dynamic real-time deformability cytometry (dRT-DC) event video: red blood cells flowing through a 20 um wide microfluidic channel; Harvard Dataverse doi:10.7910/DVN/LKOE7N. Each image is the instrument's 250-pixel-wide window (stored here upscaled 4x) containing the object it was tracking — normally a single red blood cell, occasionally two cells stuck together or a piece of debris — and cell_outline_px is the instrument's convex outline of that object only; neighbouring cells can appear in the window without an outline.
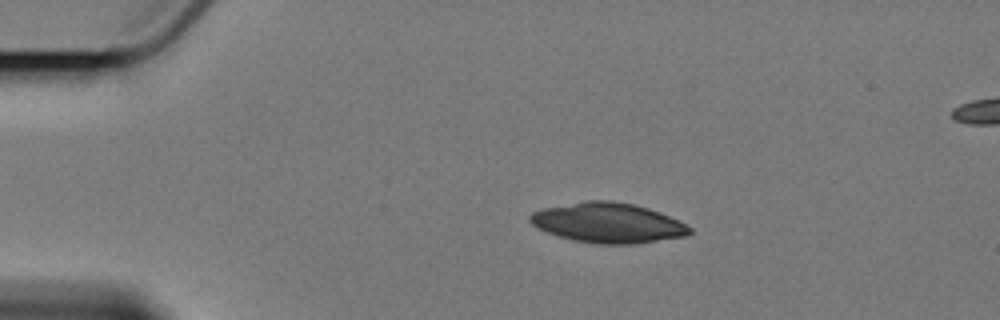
{"species": "Egyptian fruit bat (a non-hibernating species)", "species_latin": "Rousettus aegyptiacus", "temperature_condition": "cold", "stored_images_in_passage": 6, "camera_frame_rate_fps": 3000, "um_per_image_px": 0.085, "animal": {"sex": "female"}, "frame": {"image": 1, "passage_image": 3, "time_ms": 2.333, "image_size_px": [1000, 320], "cell_outline_px": [[692, 232], [688, 236], [636, 244], [596, 244], [572, 240], [556, 236], [536, 228], [528, 220], [528, 216], [532, 212], [544, 208], [588, 200], [612, 200], [632, 204], [648, 208], [668, 216], [692, 228]], "centroid_in_image_um": [51.65, 18.96], "position_along_channel_um": 33.4, "area_um2": 37.34}}